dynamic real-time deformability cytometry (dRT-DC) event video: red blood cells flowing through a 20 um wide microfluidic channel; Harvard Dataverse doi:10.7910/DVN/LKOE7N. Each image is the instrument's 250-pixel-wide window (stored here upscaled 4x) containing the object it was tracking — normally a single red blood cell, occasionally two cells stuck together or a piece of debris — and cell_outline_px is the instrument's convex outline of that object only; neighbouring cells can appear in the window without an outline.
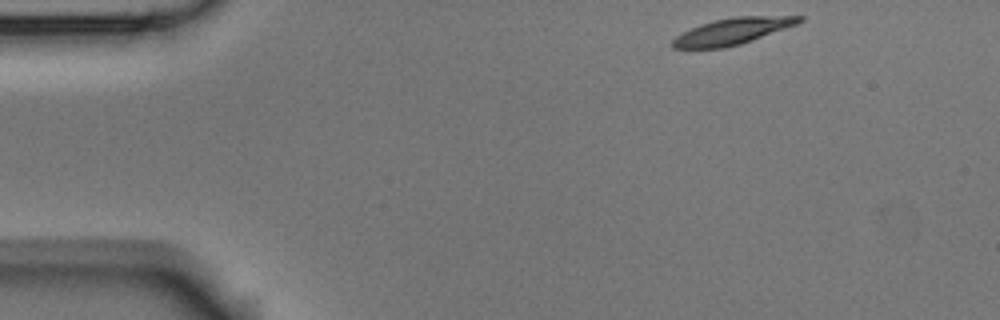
{"species": "Egyptian fruit bat (a non-hibernating species)", "species_latin": "Rousettus aegyptiacus", "temperature_condition": "room temperature", "stored_images_in_passage": 50, "camera_frame_rate_fps": 3000, "um_per_image_px": 0.085, "animal": {"sex": "male"}, "frame": {"image": 1, "passage_image": 1, "time_ms": 0.0, "image_size_px": [1000, 320], "cell_outline_px": [[804, 20], [796, 24], [752, 40], [740, 44], [724, 48], [672, 48], [672, 40], [676, 36], [700, 24], [732, 16], [804, 16]], "centroid_in_image_um": [62.25, 2.65], "position_along_channel_um": 22.7, "area_um2": 19.19}}
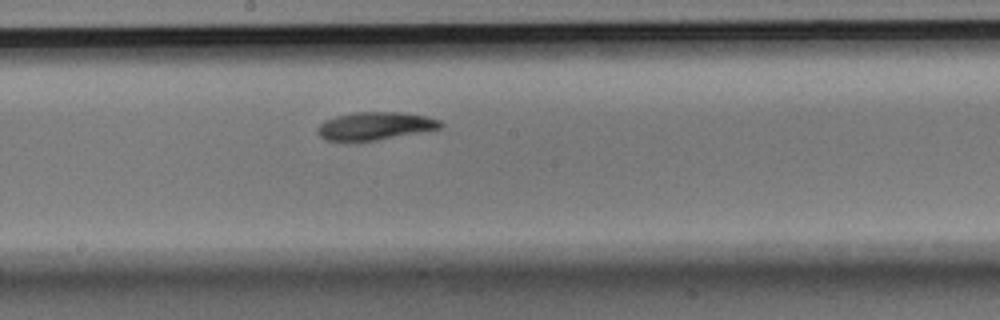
{"frame": {"image": 2, "passage_image": 24, "time_ms": 7.667, "image_size_px": [1000, 320], "cell_outline_px": [[444, 124], [440, 128], [376, 140], [328, 140], [320, 136], [316, 132], [316, 128], [324, 120], [336, 116], [352, 112], [400, 112], [424, 116], [440, 120]], "centroid_in_image_um": [31.85, 10.69], "position_along_channel_um": 216.4, "area_um2": 19.65}}
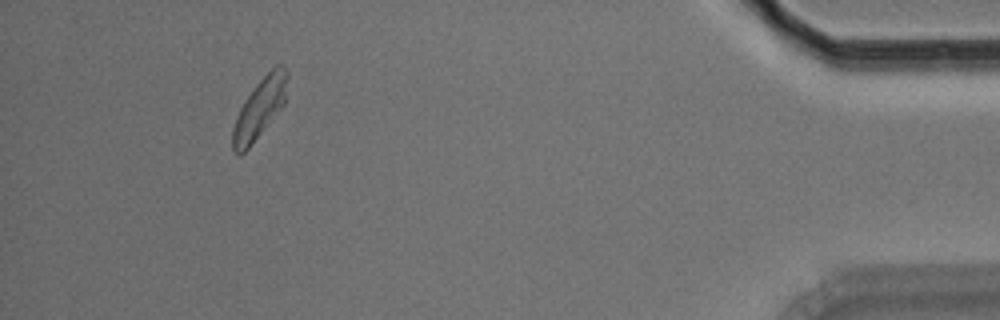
{"frame": {"image": 3, "passage_image": 46, "time_ms": 15.0, "image_size_px": [1000, 320], "cell_outline_px": [[288, 76], [284, 104], [248, 148], [244, 152], [232, 152], [232, 128], [236, 116], [244, 100], [256, 84], [276, 64], [284, 64], [288, 72]], "centroid_in_image_um": [22.07, 9.17], "position_along_channel_um": 413.1, "area_um2": 18.79}, "authors_computed_cell_mechanics": {"area_um2": 19.6231, "velocity_mm_per_s": 3.5336, "shape_relaxation_time_tau1_ms": 5.0846, "shape_relaxation_time_tau2_ms": null, "deformation_change_tau1": 0.165, "deformation_change_tau2": null}}